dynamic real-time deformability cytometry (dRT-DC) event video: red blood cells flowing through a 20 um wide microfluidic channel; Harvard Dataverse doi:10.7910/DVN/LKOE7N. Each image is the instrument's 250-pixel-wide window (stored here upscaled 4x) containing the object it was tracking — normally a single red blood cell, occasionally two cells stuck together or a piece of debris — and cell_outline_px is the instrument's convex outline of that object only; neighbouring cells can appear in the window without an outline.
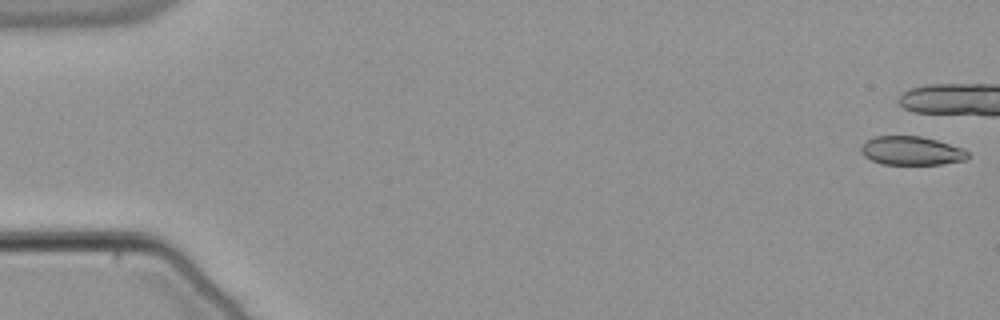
{"species": "common noctule bat (a hibernating species)", "species_latin": "Nyctalus noctula", "temperature_condition": "warm", "stored_images_in_passage": 7, "camera_frame_rate_fps": 3000, "um_per_image_px": 0.085, "animal": {"sex": "male", "body_mass_g": 21.5, "forearm_length_mm": 52.0}, "frame": {"image": 1, "passage_image": 1, "time_ms": 0.0, "image_size_px": [1000, 320], "cell_outline_px": [[968, 156], [964, 160], [940, 164], [884, 164], [872, 160], [864, 156], [860, 152], [860, 148], [868, 140], [876, 136], [920, 136], [936, 140], [964, 148], [968, 152]], "centroid_in_image_um": [77.48, 12.81], "position_along_channel_um": 7.5, "area_um2": 17.69}}